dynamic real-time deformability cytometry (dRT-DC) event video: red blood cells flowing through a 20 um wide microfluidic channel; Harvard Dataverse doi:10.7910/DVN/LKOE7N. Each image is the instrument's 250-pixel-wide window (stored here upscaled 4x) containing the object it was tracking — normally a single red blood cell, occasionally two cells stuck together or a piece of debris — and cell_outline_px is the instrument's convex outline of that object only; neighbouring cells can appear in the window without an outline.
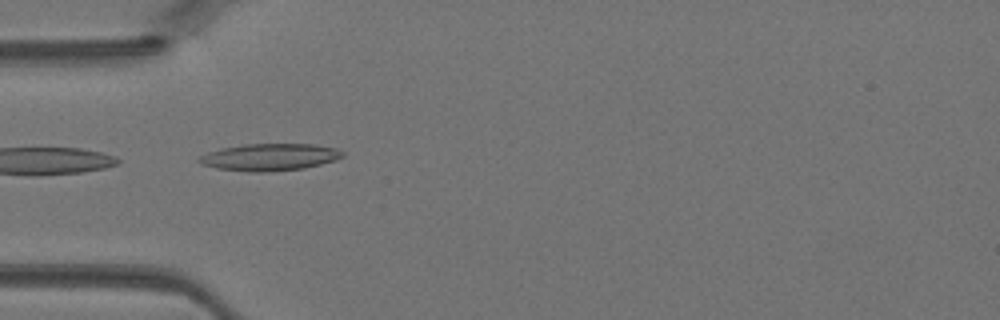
{"species": "Egyptian fruit bat (a non-hibernating species)", "species_latin": "Rousettus aegyptiacus", "temperature_condition": "warm", "stored_images_in_passage": 19, "camera_frame_rate_fps": 3000, "um_per_image_px": 0.085, "animal": {"sex": "female"}, "frame": {"image": 1, "passage_image": 1, "time_ms": 0.0, "image_size_px": [1000, 320], "cell_outline_px": [[344, 156], [336, 160], [304, 168], [264, 172], [248, 172], [216, 168], [204, 164], [196, 160], [200, 156], [208, 152], [220, 148], [244, 144], [316, 144], [336, 148], [344, 152]], "centroid_in_image_um": [22.93, 13.35], "position_along_channel_um": 62.1, "area_um2": 22.66}}
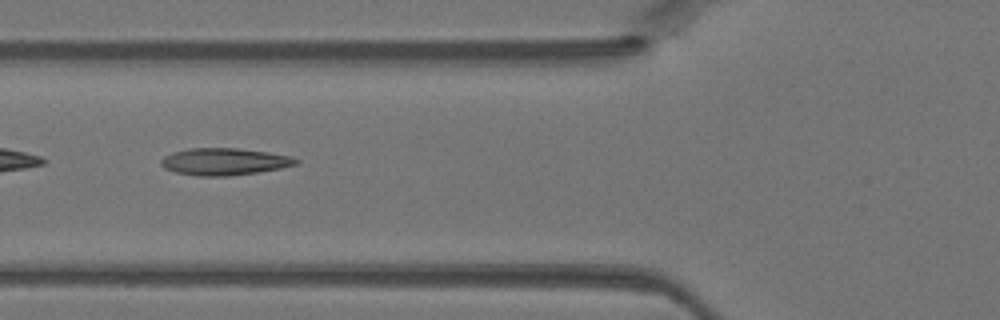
{"frame": {"image": 2, "passage_image": 4, "time_ms": 1.0, "image_size_px": [1000, 320], "cell_outline_px": [[300, 160], [296, 164], [280, 168], [256, 172], [228, 176], [196, 176], [176, 172], [164, 168], [160, 164], [160, 160], [164, 156], [172, 152], [188, 148], [236, 148], [268, 152], [292, 156]], "centroid_in_image_um": [19.04, 13.73], "position_along_channel_um": 106.8, "area_um2": 21.27}}
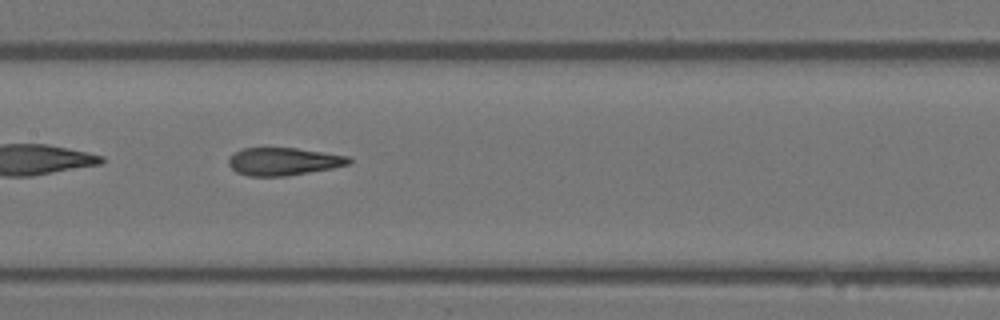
{"frame": {"image": 3, "passage_image": 9, "time_ms": 2.667, "image_size_px": [1000, 320], "cell_outline_px": [[352, 160], [348, 164], [332, 168], [284, 176], [248, 176], [236, 172], [228, 164], [228, 160], [236, 152], [244, 148], [296, 148], [348, 156]], "centroid_in_image_um": [24.08, 13.73], "position_along_channel_um": 183.3, "area_um2": 19.13}}